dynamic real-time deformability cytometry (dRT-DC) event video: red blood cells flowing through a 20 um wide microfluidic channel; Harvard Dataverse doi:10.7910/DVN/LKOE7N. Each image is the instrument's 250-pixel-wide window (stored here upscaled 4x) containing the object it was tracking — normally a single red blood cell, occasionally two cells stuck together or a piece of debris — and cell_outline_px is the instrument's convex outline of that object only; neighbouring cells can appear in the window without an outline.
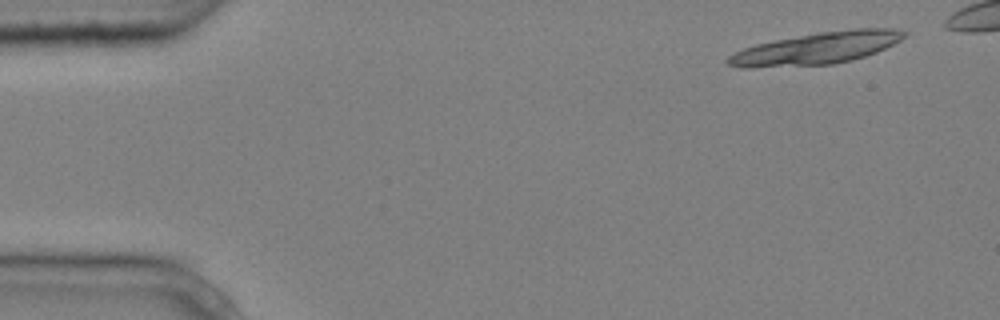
{"species": "common noctule bat (a hibernating species)", "species_latin": "Nyctalus noctula", "temperature_condition": "cold", "stored_images_in_passage": 8, "camera_frame_rate_fps": 3000, "um_per_image_px": 0.085, "animal": {"sex": "male", "body_mass_g": 20.4}, "frame": {"image": 1, "passage_image": 1, "time_ms": 0.0, "image_size_px": [1000, 320], "cell_outline_px": [[908, 36], [876, 52], [852, 60], [832, 64], [752, 68], [744, 68], [728, 64], [724, 60], [728, 56], [744, 48], [756, 44], [816, 32], [852, 28], [900, 28], [908, 32]], "centroid_in_image_um": [69.45, 4.09], "position_along_channel_um": 15.6, "area_um2": 32.95}}
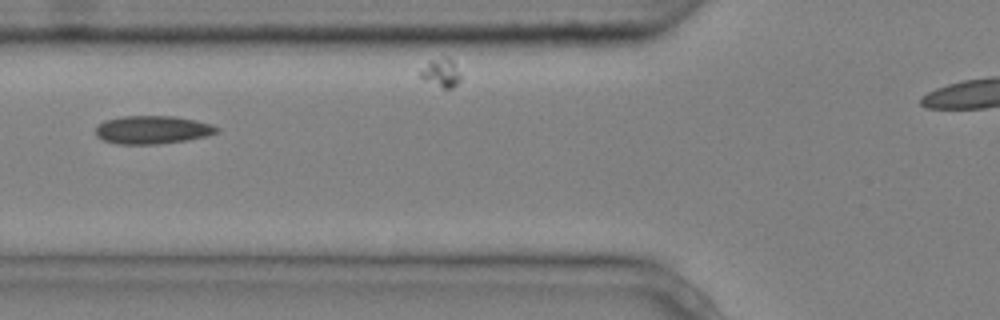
{"frame": {"image": 2, "passage_image": 6, "time_ms": 1.667, "image_size_px": [1000, 320], "cell_outline_px": [[220, 132], [208, 136], [188, 140], [160, 144], [116, 144], [104, 140], [96, 136], [96, 128], [104, 120], [124, 116], [176, 116], [196, 120], [212, 124], [220, 128]], "centroid_in_image_um": [13.01, 11.03], "position_along_channel_um": 112.8, "area_um2": 20.11}}